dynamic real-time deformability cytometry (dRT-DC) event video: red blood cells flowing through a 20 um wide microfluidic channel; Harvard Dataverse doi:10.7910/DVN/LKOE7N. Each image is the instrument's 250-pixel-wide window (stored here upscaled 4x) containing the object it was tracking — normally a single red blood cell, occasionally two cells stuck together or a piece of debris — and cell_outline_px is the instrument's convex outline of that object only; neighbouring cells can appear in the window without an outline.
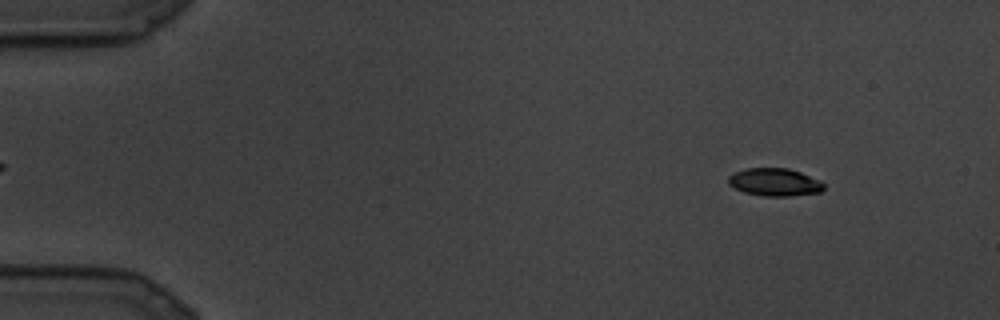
{"species": "common noctule bat (a hibernating species)", "species_latin": "Nyctalus noctula", "temperature_condition": "cold", "stored_images_in_passage": 8, "camera_frame_rate_fps": 3000, "um_per_image_px": 0.085, "animal": {"sex": "male", "body_mass_g": 19.5, "forearm_length_mm": 54.6}, "frame": {"image": 1, "passage_image": 3, "time_ms": 0.667, "image_size_px": [1000, 320], "cell_outline_px": [[824, 188], [820, 192], [792, 196], [764, 196], [744, 192], [728, 184], [728, 176], [744, 168], [788, 168], [800, 172], [820, 180], [824, 184]], "centroid_in_image_um": [65.85, 15.48], "position_along_channel_um": 19.2, "area_um2": 15.43}}
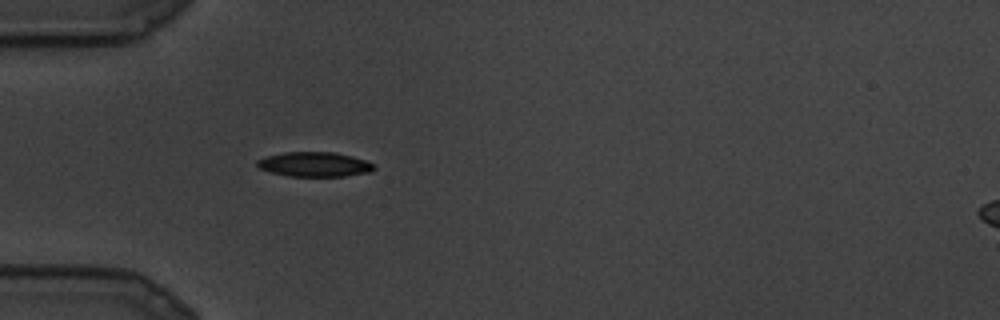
{"frame": {"image": 2, "passage_image": 8, "time_ms": 2.333, "image_size_px": [1000, 320], "cell_outline_px": [[376, 168], [368, 172], [344, 176], [288, 176], [272, 172], [260, 168], [256, 164], [256, 160], [264, 156], [284, 152], [336, 152], [352, 156], [376, 164]], "centroid_in_image_um": [26.73, 13.96], "position_along_channel_um": 58.3, "area_um2": 16.82}}